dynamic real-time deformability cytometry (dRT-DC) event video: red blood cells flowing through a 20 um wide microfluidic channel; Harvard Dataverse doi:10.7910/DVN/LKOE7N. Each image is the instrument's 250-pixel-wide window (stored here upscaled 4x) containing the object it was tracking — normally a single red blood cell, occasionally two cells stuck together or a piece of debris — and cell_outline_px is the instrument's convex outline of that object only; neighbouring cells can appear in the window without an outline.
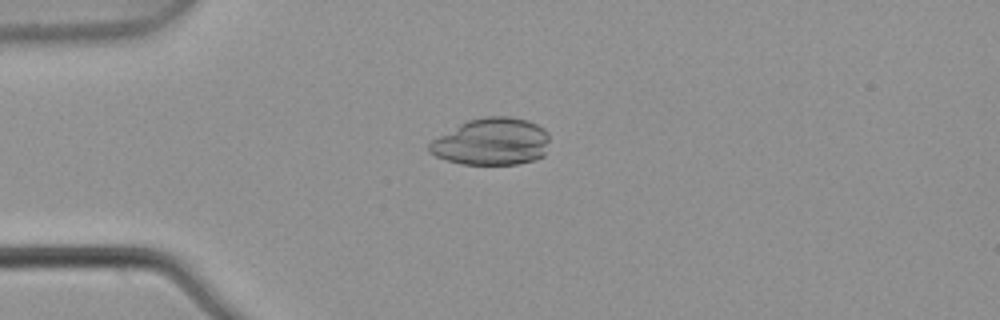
{"species": "common noctule bat (a hibernating species)", "species_latin": "Nyctalus noctula", "temperature_condition": "warm", "stored_images_in_passage": 6, "camera_frame_rate_fps": 3000, "um_per_image_px": 0.085, "animal": {"sex": "male", "body_mass_g": 21.5, "forearm_length_mm": 52.0}, "frame": {"image": 1, "passage_image": 4, "time_ms": 1.0, "image_size_px": [1000, 320], "cell_outline_px": [[548, 140], [544, 156], [536, 160], [516, 164], [460, 164], [436, 156], [428, 152], [428, 144], [432, 140], [460, 124], [468, 120], [484, 116], [508, 116], [528, 120], [544, 128], [548, 132]], "centroid_in_image_um": [41.8, 12.04], "position_along_channel_um": 43.2, "area_um2": 33.06}}